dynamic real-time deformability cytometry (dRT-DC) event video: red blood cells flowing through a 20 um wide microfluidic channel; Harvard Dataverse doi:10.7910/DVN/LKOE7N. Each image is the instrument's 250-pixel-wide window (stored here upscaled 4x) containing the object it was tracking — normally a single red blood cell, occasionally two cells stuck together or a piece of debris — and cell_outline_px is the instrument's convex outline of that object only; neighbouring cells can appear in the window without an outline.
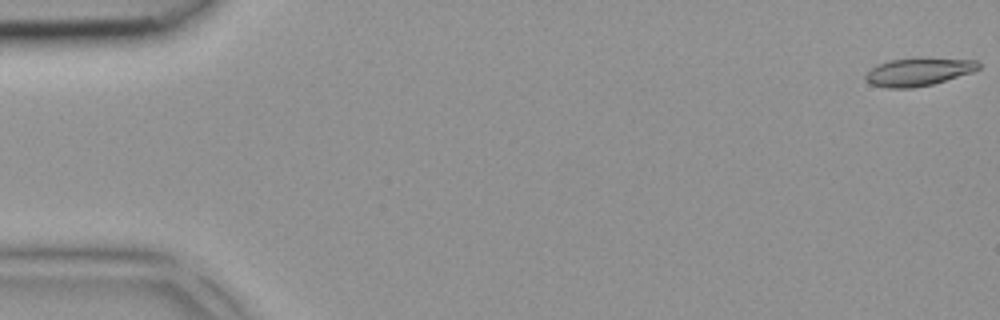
{"species": "common noctule bat (a hibernating species)", "species_latin": "Nyctalus noctula", "temperature_condition": "room temperature", "stored_images_in_passage": 43, "camera_frame_rate_fps": 3000, "um_per_image_px": 0.085, "animal": {"sex": "female", "body_mass_g": 18.4}, "frame": {"image": 1, "passage_image": 1, "time_ms": 0.0, "image_size_px": [1000, 320], "cell_outline_px": [[980, 68], [972, 72], [932, 84], [912, 88], [888, 88], [872, 84], [864, 80], [864, 76], [876, 64], [892, 60], [920, 56], [976, 60], [980, 64]], "centroid_in_image_um": [78.07, 6.07], "position_along_channel_um": 6.9, "area_um2": 18.73}}
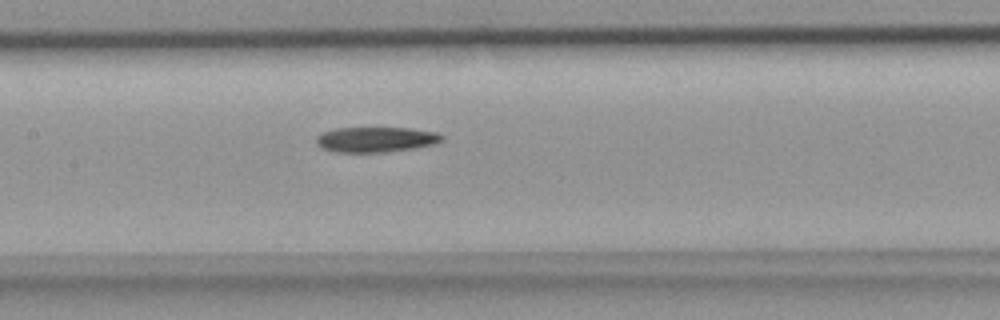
{"frame": {"image": 2, "passage_image": 21, "time_ms": 6.667, "image_size_px": [1000, 320], "cell_outline_px": [[444, 140], [432, 144], [412, 148], [384, 152], [336, 152], [320, 148], [316, 144], [316, 136], [324, 132], [336, 128], [408, 128], [436, 132], [444, 136]], "centroid_in_image_um": [31.91, 11.86], "position_along_channel_um": 175.5, "area_um2": 18.38}}
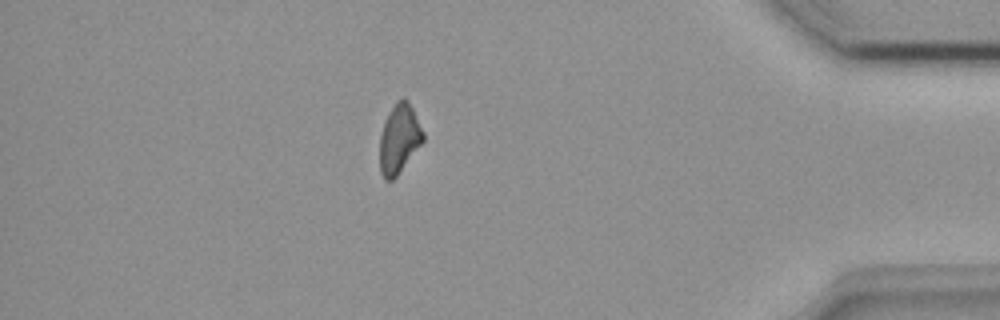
{"frame": {"image": 3, "passage_image": 38, "time_ms": 12.333, "image_size_px": [1000, 320], "cell_outline_px": [[424, 140], [396, 176], [392, 180], [384, 180], [380, 172], [380, 132], [384, 120], [388, 112], [396, 100], [404, 96], [408, 100], [424, 132]], "centroid_in_image_um": [33.91, 11.75], "position_along_channel_um": 401.3, "area_um2": 17.57}}